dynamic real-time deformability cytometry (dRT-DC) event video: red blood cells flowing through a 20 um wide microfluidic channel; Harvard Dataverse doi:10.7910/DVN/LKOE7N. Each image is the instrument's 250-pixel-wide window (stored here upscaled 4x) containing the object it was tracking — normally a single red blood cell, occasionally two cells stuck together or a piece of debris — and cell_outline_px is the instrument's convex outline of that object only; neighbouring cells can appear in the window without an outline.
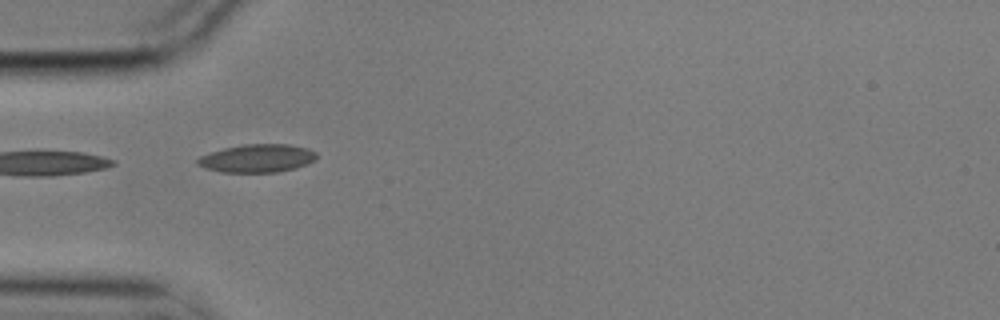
{"species": "common noctule bat (a hibernating species)", "species_latin": "Nyctalus noctula", "temperature_condition": "cold", "stored_images_in_passage": 5, "camera_frame_rate_fps": 3000, "um_per_image_px": 0.085, "animal": {"sex": "male", "body_mass_g": 17.9}, "frame": {"image": 1, "passage_image": 5, "time_ms": 1.333, "image_size_px": [1000, 320], "cell_outline_px": [[316, 160], [308, 164], [296, 168], [276, 172], [220, 172], [204, 168], [196, 164], [196, 160], [200, 156], [224, 148], [244, 144], [288, 144], [308, 148], [316, 152]], "centroid_in_image_um": [21.87, 13.46], "position_along_channel_um": 63.1, "area_um2": 19.59}}